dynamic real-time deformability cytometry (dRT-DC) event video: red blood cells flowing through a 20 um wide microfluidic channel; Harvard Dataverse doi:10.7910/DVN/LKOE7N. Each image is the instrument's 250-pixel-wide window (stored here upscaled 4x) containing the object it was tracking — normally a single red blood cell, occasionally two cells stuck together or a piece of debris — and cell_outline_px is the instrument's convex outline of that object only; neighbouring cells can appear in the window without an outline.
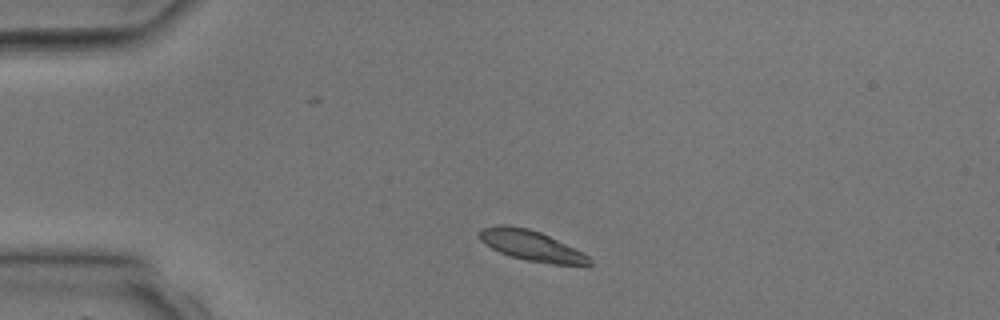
{"species": "common noctule bat (a hibernating species)", "species_latin": "Nyctalus noctula", "temperature_condition": "room temperature", "stored_images_in_passage": 2, "camera_frame_rate_fps": 3000, "um_per_image_px": 0.085, "animal": {"sex": "male", "body_mass_g": 17.9, "forearm_length_mm": 54.2}, "frame": {"image": 1, "passage_image": 1, "time_ms": 0.0, "image_size_px": [1000, 320], "cell_outline_px": [[592, 264], [552, 264], [528, 260], [512, 256], [500, 252], [484, 244], [480, 240], [480, 228], [500, 224], [508, 224], [528, 228], [540, 232], [588, 256], [592, 260]], "centroid_in_image_um": [45.08, 20.85], "position_along_channel_um": 39.9, "area_um2": 18.96}}